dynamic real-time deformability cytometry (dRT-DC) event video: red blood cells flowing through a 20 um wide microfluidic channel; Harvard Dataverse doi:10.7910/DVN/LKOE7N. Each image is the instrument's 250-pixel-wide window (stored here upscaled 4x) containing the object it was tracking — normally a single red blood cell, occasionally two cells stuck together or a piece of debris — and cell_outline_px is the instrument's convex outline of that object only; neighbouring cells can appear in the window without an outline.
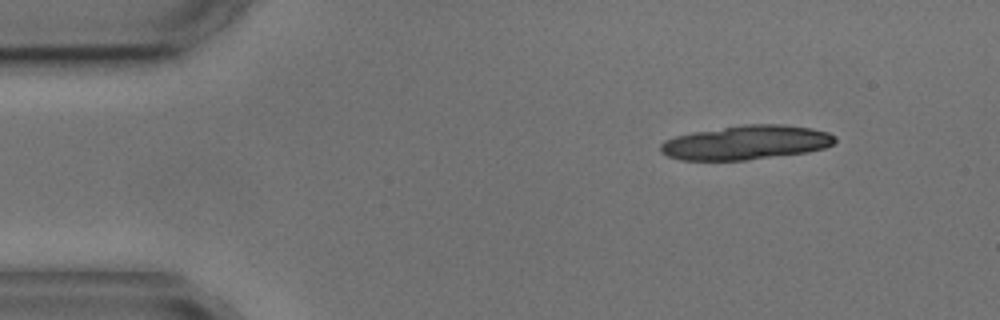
{"species": "common noctule bat (a hibernating species)", "species_latin": "Nyctalus noctula", "temperature_condition": "cold", "stored_images_in_passage": 12, "camera_frame_rate_fps": 3000, "um_per_image_px": 0.085, "animal": {"sex": "male", "body_mass_g": 17.9, "forearm_length_mm": 54.2}, "frame": {"image": 1, "passage_image": 1, "time_ms": 0.0, "image_size_px": [1000, 320], "cell_outline_px": [[836, 140], [832, 144], [824, 148], [808, 152], [744, 160], [680, 160], [668, 156], [660, 152], [660, 144], [664, 140], [676, 136], [692, 132], [744, 124], [784, 124], [812, 128], [828, 132], [836, 136]], "centroid_in_image_um": [63.42, 12.11], "position_along_channel_um": 21.6, "area_um2": 34.85}}
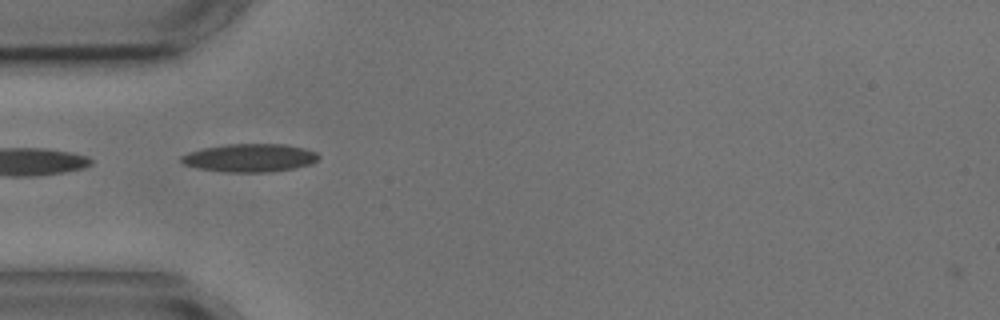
{"frame": {"image": 2, "passage_image": 3, "time_ms": 3.333, "image_size_px": [1000, 320], "cell_outline_px": [[320, 156], [312, 164], [272, 172], [228, 172], [200, 168], [184, 164], [180, 160], [180, 156], [188, 152], [204, 148], [224, 144], [284, 144], [304, 148], [316, 152]], "centroid_in_image_um": [21.24, 13.41], "position_along_channel_um": 63.8, "area_um2": 22.43}, "authors_computed_cell_mechanics": {"area_um2": 20.7791, "velocity_mm_per_s": 3.6175, "shape_relaxation_time_tau1_ms": 3.9097, "shape_relaxation_time_tau2_ms": null, "deformation_change_tau1": 0.1055, "deformation_change_tau2": null}}